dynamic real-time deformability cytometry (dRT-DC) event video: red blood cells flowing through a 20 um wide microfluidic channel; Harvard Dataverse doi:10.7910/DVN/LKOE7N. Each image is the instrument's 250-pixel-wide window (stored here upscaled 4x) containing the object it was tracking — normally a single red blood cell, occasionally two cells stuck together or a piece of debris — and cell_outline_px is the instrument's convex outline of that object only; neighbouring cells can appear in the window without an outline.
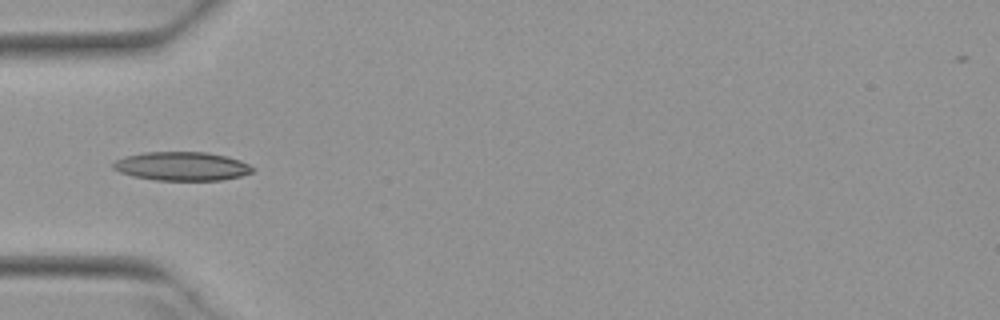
{"species": "Egyptian fruit bat (a non-hibernating species)", "species_latin": "Rousettus aegyptiacus", "temperature_condition": "warm", "stored_images_in_passage": 5, "camera_frame_rate_fps": 3000, "um_per_image_px": 0.085, "animal": {"sex": "female"}, "frame": {"image": 1, "passage_image": 1, "time_ms": 0.0, "image_size_px": [1000, 320], "cell_outline_px": [[252, 172], [240, 176], [220, 180], [156, 180], [132, 176], [120, 172], [112, 168], [112, 164], [116, 160], [124, 156], [144, 152], [208, 152], [228, 156], [240, 160], [248, 164], [252, 168]], "centroid_in_image_um": [15.43, 14.12], "position_along_channel_um": 69.6, "area_um2": 23.35}}
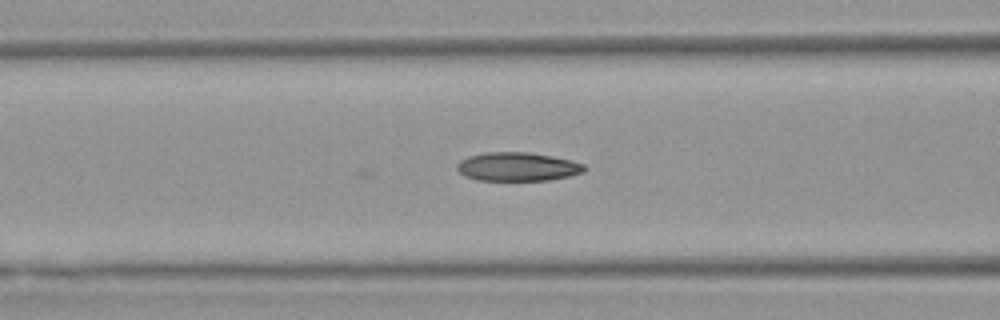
{"frame": {"image": 2, "passage_image": 5, "time_ms": 1.333, "image_size_px": [1000, 320], "cell_outline_px": [[588, 168], [584, 172], [568, 176], [548, 180], [476, 180], [464, 176], [456, 168], [456, 164], [460, 160], [468, 156], [488, 152], [528, 152], [552, 156], [572, 160], [584, 164]], "centroid_in_image_um": [43.99, 14.17], "position_along_channel_um": 122.6, "area_um2": 21.39}}